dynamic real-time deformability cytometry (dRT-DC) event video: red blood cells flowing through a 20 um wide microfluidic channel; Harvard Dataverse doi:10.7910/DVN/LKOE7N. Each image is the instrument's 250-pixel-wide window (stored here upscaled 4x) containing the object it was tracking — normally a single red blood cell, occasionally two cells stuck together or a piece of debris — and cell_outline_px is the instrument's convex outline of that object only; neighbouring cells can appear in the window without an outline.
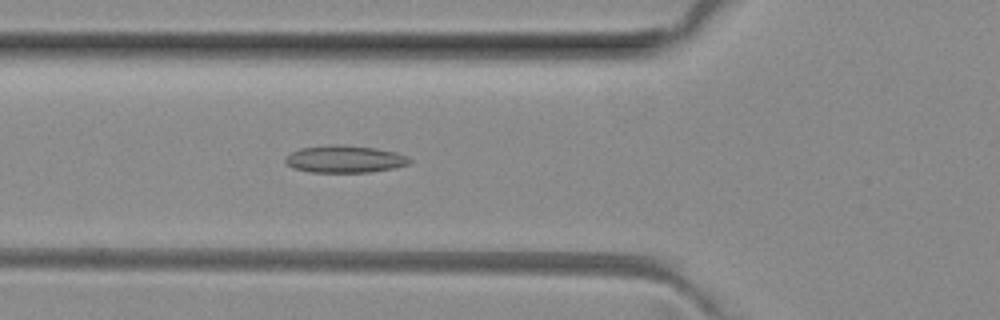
{"species": "common noctule bat (a hibernating species)", "species_latin": "Nyctalus noctula", "temperature_condition": "room temperature", "stored_images_in_passage": 39, "camera_frame_rate_fps": 3000, "um_per_image_px": 0.085, "animal": {"sex": "female", "body_mass_g": 29.2, "forearm_length_mm": 56.3}, "frame": {"image": 1, "passage_image": 6, "time_ms": 1.667, "image_size_px": [1000, 320], "cell_outline_px": [[412, 164], [392, 168], [368, 172], [308, 172], [292, 168], [284, 160], [292, 152], [300, 148], [336, 144], [376, 148], [396, 152], [408, 156], [412, 160]], "centroid_in_image_um": [29.34, 13.52], "position_along_channel_um": 96.5, "area_um2": 19.71}}
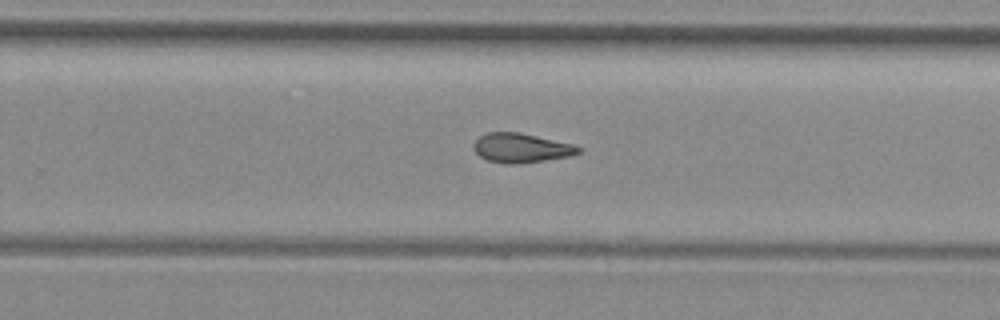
{"frame": {"image": 2, "passage_image": 20, "time_ms": 6.333, "image_size_px": [1000, 320], "cell_outline_px": [[584, 148], [580, 152], [568, 156], [520, 164], [504, 164], [488, 160], [480, 156], [472, 148], [472, 144], [480, 136], [488, 132], [520, 132], [572, 144]], "centroid_in_image_um": [44.28, 12.57], "position_along_channel_um": 285.5, "area_um2": 17.92}}
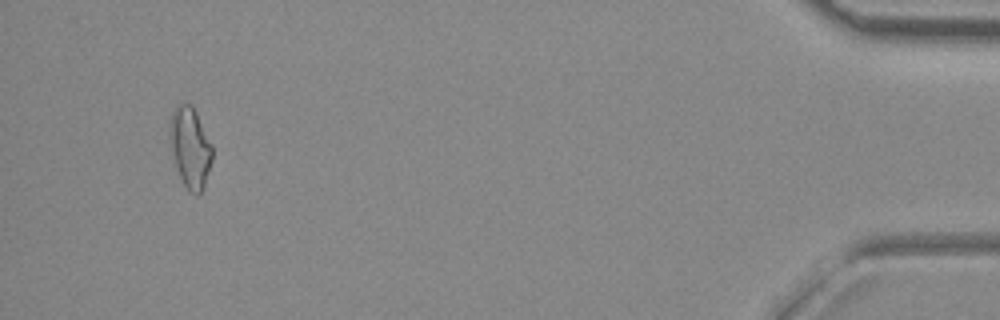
{"frame": {"image": 3, "passage_image": 36, "time_ms": 11.667, "image_size_px": [1000, 320], "cell_outline_px": [[212, 160], [204, 188], [196, 196], [188, 192], [180, 176], [168, 140], [168, 128], [172, 112], [176, 104], [188, 104], [196, 112], [212, 144]], "centroid_in_image_um": [16.15, 12.55], "position_along_channel_um": 419.0, "area_um2": 20.06}, "authors_computed_cell_mechanics": {"area_um2": 18.0336, "velocity_mm_per_s": 4.0533, "shape_relaxation_time_tau1_ms": null, "shape_relaxation_time_tau2_ms": 2.9635, "deformation_change_tau1": null, "deformation_change_tau2": 0.1108}}